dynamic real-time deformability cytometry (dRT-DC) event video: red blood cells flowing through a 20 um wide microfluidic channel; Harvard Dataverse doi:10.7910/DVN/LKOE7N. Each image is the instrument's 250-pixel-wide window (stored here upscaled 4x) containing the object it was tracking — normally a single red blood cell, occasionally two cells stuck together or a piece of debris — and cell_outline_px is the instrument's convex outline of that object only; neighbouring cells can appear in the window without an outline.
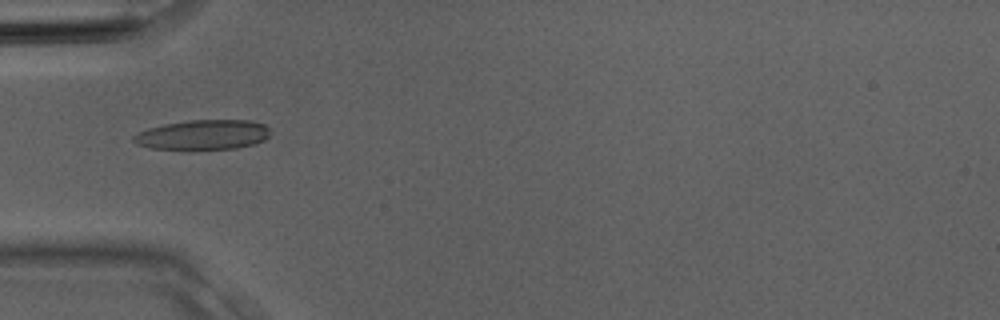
{"species": "Egyptian fruit bat (a non-hibernating species)", "species_latin": "Rousettus aegyptiacus", "temperature_condition": "room temperature", "stored_images_in_passage": 4, "camera_frame_rate_fps": 3000, "um_per_image_px": 0.085, "animal": {"sex": "male"}, "frame": {"image": 1, "passage_image": 4, "time_ms": 1.0, "image_size_px": [1000, 320], "cell_outline_px": [[268, 136], [264, 140], [256, 144], [236, 148], [188, 152], [148, 148], [136, 144], [132, 140], [132, 136], [148, 128], [164, 124], [188, 120], [252, 120], [264, 124], [268, 128]], "centroid_in_image_um": [17.2, 11.5], "position_along_channel_um": 67.8, "area_um2": 24.74}}